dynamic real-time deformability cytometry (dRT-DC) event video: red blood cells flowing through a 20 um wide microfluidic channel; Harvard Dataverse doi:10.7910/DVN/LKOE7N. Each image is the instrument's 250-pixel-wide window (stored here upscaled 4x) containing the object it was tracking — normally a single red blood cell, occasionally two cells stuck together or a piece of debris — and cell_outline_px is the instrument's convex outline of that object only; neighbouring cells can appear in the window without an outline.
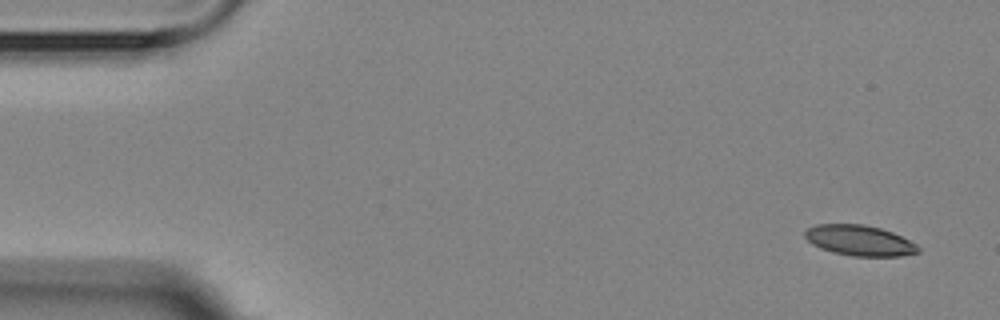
{"species": "Egyptian fruit bat (a non-hibernating species)", "species_latin": "Rousettus aegyptiacus", "temperature_condition": "room temperature", "stored_images_in_passage": 6, "camera_frame_rate_fps": 3000, "um_per_image_px": 0.085, "animal": {"sex": "female"}, "frame": {"image": 1, "passage_image": 1, "time_ms": 0.0, "image_size_px": [1000, 320], "cell_outline_px": [[920, 252], [900, 256], [852, 256], [832, 252], [820, 248], [812, 244], [804, 236], [804, 232], [808, 228], [816, 224], [864, 224], [880, 228], [892, 232], [916, 244], [920, 248]], "centroid_in_image_um": [73.04, 20.44], "position_along_channel_um": 12.0, "area_um2": 20.11}}
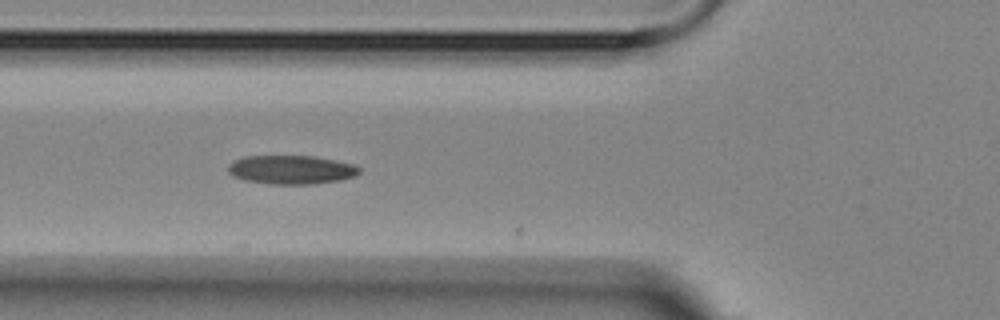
{"frame": {"image": 2, "passage_image": 5, "time_ms": 5.667, "image_size_px": [1000, 320], "cell_outline_px": [[360, 172], [356, 176], [340, 180], [312, 184], [272, 184], [244, 180], [232, 176], [228, 172], [228, 164], [244, 156], [316, 156], [336, 160], [352, 164], [360, 168]], "centroid_in_image_um": [24.76, 14.42], "position_along_channel_um": 101.0, "area_um2": 22.08}}
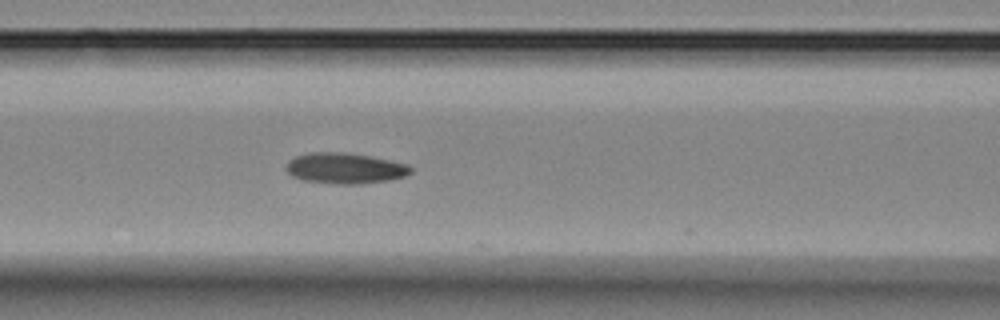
{"frame": {"image": 3, "passage_image": 6, "time_ms": 6.667, "image_size_px": [1000, 320], "cell_outline_px": [[412, 172], [404, 176], [388, 180], [360, 184], [336, 184], [304, 180], [292, 176], [284, 168], [284, 164], [288, 160], [296, 156], [312, 152], [340, 152], [368, 156], [408, 164], [412, 168]], "centroid_in_image_um": [29.28, 14.3], "position_along_channel_um": 137.3, "area_um2": 22.25}}